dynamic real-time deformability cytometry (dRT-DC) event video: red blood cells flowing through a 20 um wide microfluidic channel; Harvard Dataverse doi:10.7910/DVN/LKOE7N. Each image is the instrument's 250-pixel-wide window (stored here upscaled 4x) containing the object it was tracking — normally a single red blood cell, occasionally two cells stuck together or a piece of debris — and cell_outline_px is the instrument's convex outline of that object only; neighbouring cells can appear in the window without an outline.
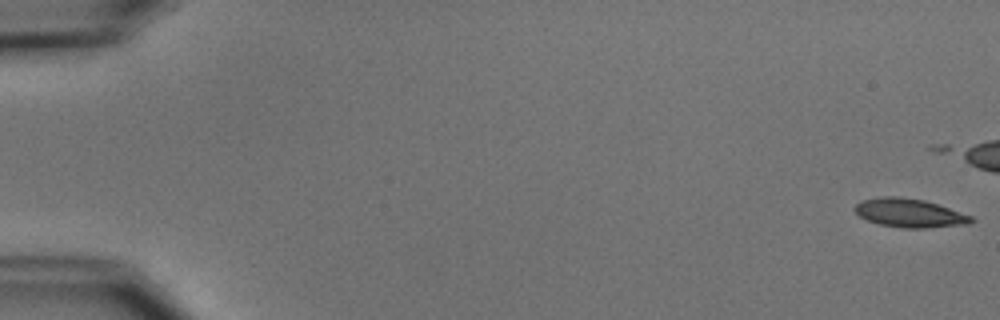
{"species": "common noctule bat (a hibernating species)", "species_latin": "Nyctalus noctula", "temperature_condition": "cold", "stored_images_in_passage": 23, "camera_frame_rate_fps": 3000, "um_per_image_px": 0.085, "animal": {"sex": "male", "body_mass_g": 15.6}, "frame": {"image": 1, "passage_image": 1, "time_ms": 0.0, "image_size_px": [1000, 320], "cell_outline_px": [[976, 220], [968, 224], [928, 228], [900, 228], [880, 224], [868, 220], [860, 216], [852, 208], [860, 200], [880, 196], [896, 196], [924, 200], [972, 216]], "centroid_in_image_um": [77.28, 18.1], "position_along_channel_um": 7.7, "area_um2": 19.48}}
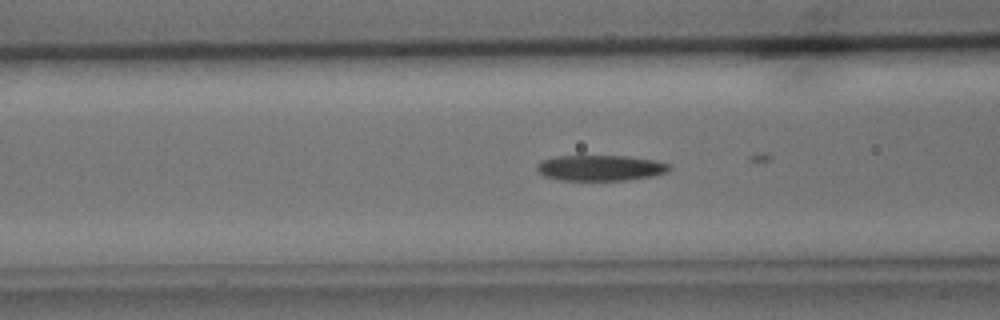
{"frame": {"image": 2, "passage_image": 22, "time_ms": 7.0, "image_size_px": [1000, 320], "cell_outline_px": [[672, 168], [668, 172], [652, 176], [624, 180], [560, 180], [544, 176], [536, 168], [536, 164], [540, 160], [556, 156], [624, 156], [656, 160], [672, 164]], "centroid_in_image_um": [51.05, 14.27], "position_along_channel_um": 115.5, "area_um2": 19.94}}